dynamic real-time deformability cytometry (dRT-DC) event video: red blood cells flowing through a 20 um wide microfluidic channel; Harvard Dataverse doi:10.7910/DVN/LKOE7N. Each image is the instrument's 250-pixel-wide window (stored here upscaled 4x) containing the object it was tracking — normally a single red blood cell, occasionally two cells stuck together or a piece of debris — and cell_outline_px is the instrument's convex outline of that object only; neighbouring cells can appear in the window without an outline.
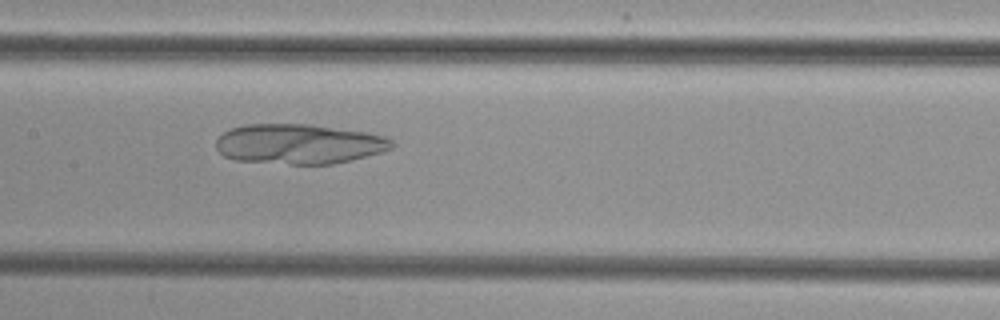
{"species": "common noctule bat (a hibernating species)", "species_latin": "Nyctalus noctula", "temperature_condition": "cold", "stored_images_in_passage": 37, "camera_frame_rate_fps": 3000, "um_per_image_px": 0.085, "animal": {"sex": "female", "body_mass_g": 29.2, "forearm_length_mm": 56.3}, "frame": {"image": 1, "passage_image": 11, "time_ms": 3.333, "image_size_px": [1000, 320], "cell_outline_px": [[396, 144], [392, 148], [380, 152], [352, 160], [332, 164], [292, 164], [236, 160], [224, 156], [216, 148], [216, 140], [224, 132], [232, 128], [244, 124], [308, 124], [364, 132], [384, 136], [392, 140]], "centroid_in_image_um": [25.4, 12.24], "position_along_channel_um": 182.0, "area_um2": 40.75}}
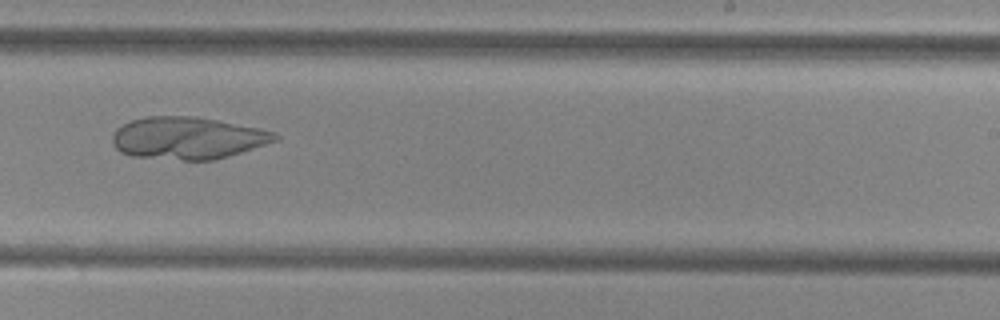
{"frame": {"image": 2, "passage_image": 18, "time_ms": 5.667, "image_size_px": [1000, 320], "cell_outline_px": [[280, 140], [216, 160], [184, 160], [132, 156], [120, 152], [112, 144], [112, 132], [116, 128], [132, 120], [144, 116], [192, 116], [216, 120], [260, 128], [276, 132], [280, 136]], "centroid_in_image_um": [15.96, 11.73], "position_along_channel_um": 273.0, "area_um2": 40.29}}
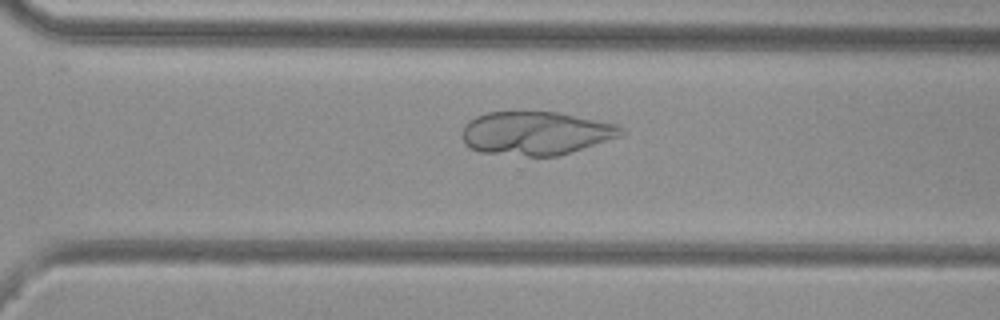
{"frame": {"image": 3, "passage_image": 22, "time_ms": 7.0, "image_size_px": [1000, 320], "cell_outline_px": [[628, 132], [620, 136], [556, 156], [528, 156], [480, 152], [468, 148], [464, 144], [464, 124], [468, 120], [476, 116], [488, 112], [520, 108], [560, 112], [616, 124], [624, 128]], "centroid_in_image_um": [45.51, 11.26], "position_along_channel_um": 325.1, "area_um2": 41.21}}